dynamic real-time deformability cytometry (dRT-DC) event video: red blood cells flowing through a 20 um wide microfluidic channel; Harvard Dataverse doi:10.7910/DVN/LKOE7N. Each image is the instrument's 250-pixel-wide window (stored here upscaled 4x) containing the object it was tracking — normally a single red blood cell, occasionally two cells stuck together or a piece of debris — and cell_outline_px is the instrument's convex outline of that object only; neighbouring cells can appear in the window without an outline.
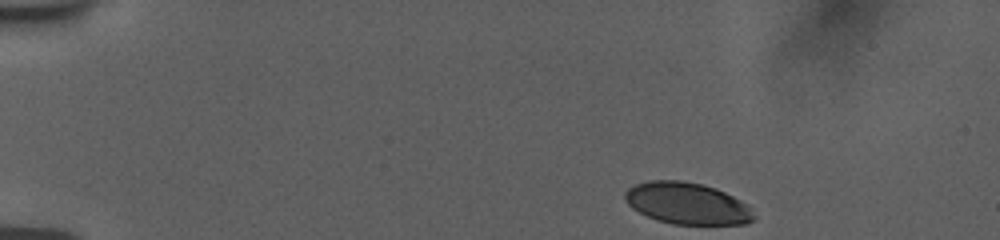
{"species": "human", "species_latin": "Homo sapiens", "temperature_condition": "room temperature", "stored_images_in_passage": 58, "camera_frame_rate_fps": 3000, "um_per_image_px": 0.085, "donor": {"sex": "female"}, "frame": {"image": 1, "passage_image": 1, "time_ms": 0.0, "image_size_px": [1000, 240], "cell_outline_px": [[756, 220], [744, 224], [672, 224], [656, 220], [632, 208], [624, 200], [624, 192], [628, 188], [636, 184], [648, 180], [680, 180], [700, 184], [716, 188], [748, 204], [752, 208], [756, 216]], "centroid_in_image_um": [58.42, 17.29], "position_along_channel_um": 26.6, "area_um2": 31.5}}
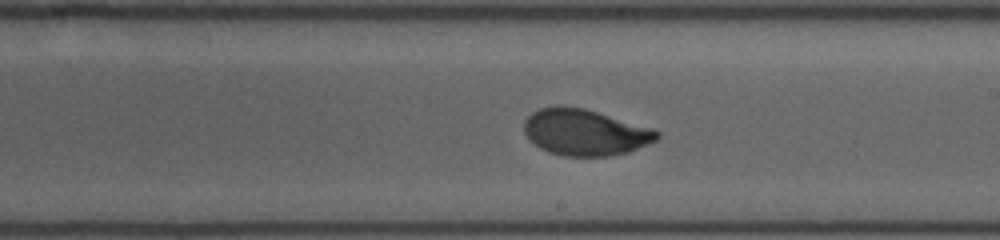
{"frame": {"image": 2, "passage_image": 37, "time_ms": 8.333, "image_size_px": [1000, 240], "cell_outline_px": [[660, 136], [656, 140], [628, 152], [608, 156], [564, 156], [548, 152], [540, 148], [528, 140], [524, 132], [524, 120], [532, 112], [540, 108], [584, 108], [652, 128], [660, 132]], "centroid_in_image_um": [49.71, 11.27], "position_along_channel_um": 239.3, "area_um2": 35.37}}
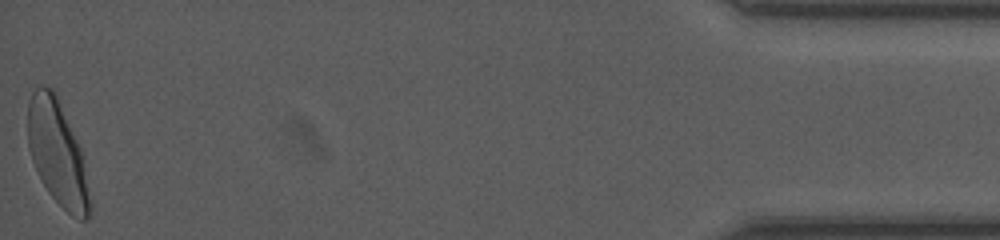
{"frame": {"image": 3, "passage_image": 58, "time_ms": 15.667, "image_size_px": [1000, 240], "cell_outline_px": [[92, 212], [84, 220], [80, 220], [72, 216], [48, 192], [32, 160], [28, 148], [28, 104], [32, 92], [40, 84], [52, 88], [56, 92], [80, 148], [92, 200]], "centroid_in_image_um": [4.89, 13.01], "position_along_channel_um": 430.3, "area_um2": 37.74}, "authors_computed_cell_mechanics": {"area_um2": 35.3736, "velocity_mm_per_s": 3.7457, "shape_relaxation_time_tau1_ms": 3.4315, "shape_relaxation_time_tau2_ms": null, "deformation_change_tau1": 0.1524, "deformation_change_tau2": null}}